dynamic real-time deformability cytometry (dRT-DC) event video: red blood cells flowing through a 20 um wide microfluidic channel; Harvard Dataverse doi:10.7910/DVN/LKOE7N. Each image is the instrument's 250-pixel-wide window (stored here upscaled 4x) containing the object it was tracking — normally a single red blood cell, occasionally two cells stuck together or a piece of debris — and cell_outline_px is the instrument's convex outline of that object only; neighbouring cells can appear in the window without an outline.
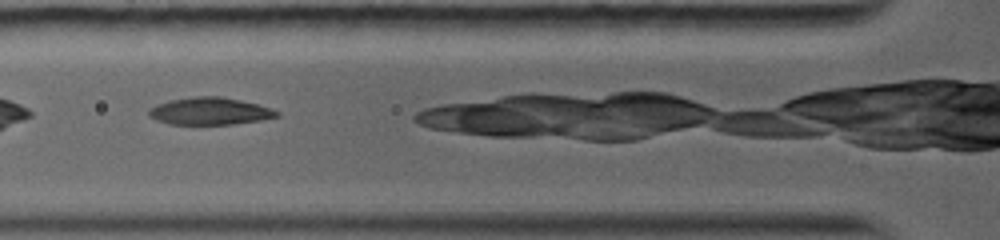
{"species": "common noctule bat (a hibernating species)", "species_latin": "Nyctalus noctula", "temperature_condition": "warm", "stored_images_in_passage": 28, "camera_frame_rate_fps": 5000, "um_per_image_px": 0.085, "animal": {"sex": "female", "body_mass_g": 19.0, "forearm_length_mm": 56.7}, "frame": {"image": 1, "passage_image": 5, "time_ms": 1.8, "image_size_px": [1000, 240], "cell_outline_px": [[280, 116], [260, 120], [232, 124], [168, 124], [156, 120], [148, 116], [148, 108], [156, 104], [168, 100], [196, 96], [220, 96], [240, 100], [256, 104], [280, 112]], "centroid_in_image_um": [17.77, 9.45], "position_along_channel_um": 108.0, "area_um2": 20.35}}
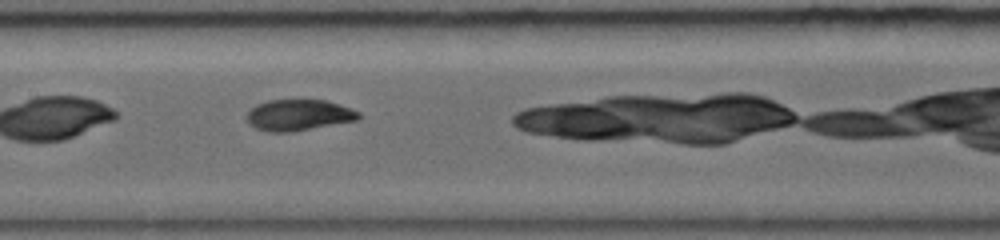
{"frame": {"image": 2, "passage_image": 9, "time_ms": 3.6, "image_size_px": [1000, 240], "cell_outline_px": [[360, 116], [356, 120], [292, 132], [268, 132], [256, 128], [248, 124], [248, 112], [256, 104], [268, 100], [328, 100], [340, 104], [360, 112]], "centroid_in_image_um": [25.38, 9.78], "position_along_channel_um": 182.0, "area_um2": 20.23}}